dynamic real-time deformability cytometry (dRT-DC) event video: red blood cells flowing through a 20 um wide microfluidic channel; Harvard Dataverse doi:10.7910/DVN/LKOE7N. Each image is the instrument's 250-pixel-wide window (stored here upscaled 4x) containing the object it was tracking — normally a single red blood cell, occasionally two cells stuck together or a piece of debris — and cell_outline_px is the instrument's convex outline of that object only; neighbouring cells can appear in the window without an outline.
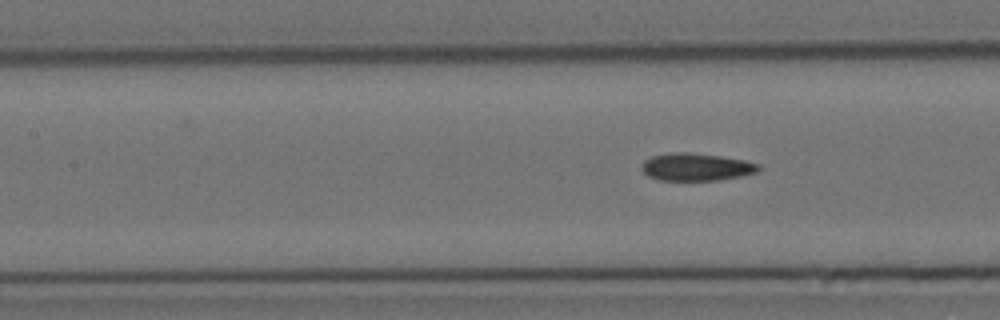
{"species": "Egyptian fruit bat (a non-hibernating species)", "species_latin": "Rousettus aegyptiacus", "temperature_condition": "cold", "stored_images_in_passage": 8, "camera_frame_rate_fps": 3000, "um_per_image_px": 0.085, "animal": {"sex": "female"}, "frame": {"image": 1, "passage_image": 8, "time_ms": 9.0, "image_size_px": [1000, 320], "cell_outline_px": [[760, 168], [756, 172], [740, 176], [716, 180], [660, 180], [648, 176], [640, 168], [644, 160], [652, 156], [672, 152], [688, 152], [720, 156], [744, 160], [760, 164]], "centroid_in_image_um": [59.15, 14.18], "position_along_channel_um": 148.2, "area_um2": 18.67}}